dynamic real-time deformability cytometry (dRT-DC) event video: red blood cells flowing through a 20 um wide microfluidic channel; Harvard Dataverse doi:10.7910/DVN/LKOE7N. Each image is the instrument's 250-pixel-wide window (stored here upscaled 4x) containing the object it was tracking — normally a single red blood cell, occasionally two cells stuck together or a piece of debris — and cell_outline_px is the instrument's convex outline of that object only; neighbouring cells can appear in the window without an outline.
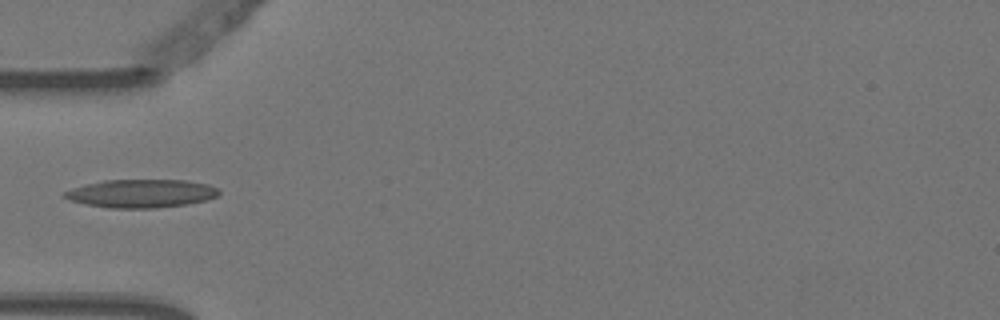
{"species": "Egyptian fruit bat (a non-hibernating species)", "species_latin": "Rousettus aegyptiacus", "temperature_condition": "warm", "stored_images_in_passage": 6, "camera_frame_rate_fps": 3000, "um_per_image_px": 0.085, "animal": {"sex": "female"}, "frame": {"image": 1, "passage_image": 5, "time_ms": 1.333, "image_size_px": [1000, 320], "cell_outline_px": [[220, 192], [216, 196], [204, 200], [184, 204], [152, 208], [108, 208], [88, 204], [72, 200], [64, 196], [64, 192], [72, 188], [84, 184], [104, 180], [184, 180], [208, 184], [216, 188]], "centroid_in_image_um": [11.98, 16.43], "position_along_channel_um": 73.0, "area_um2": 25.03}}
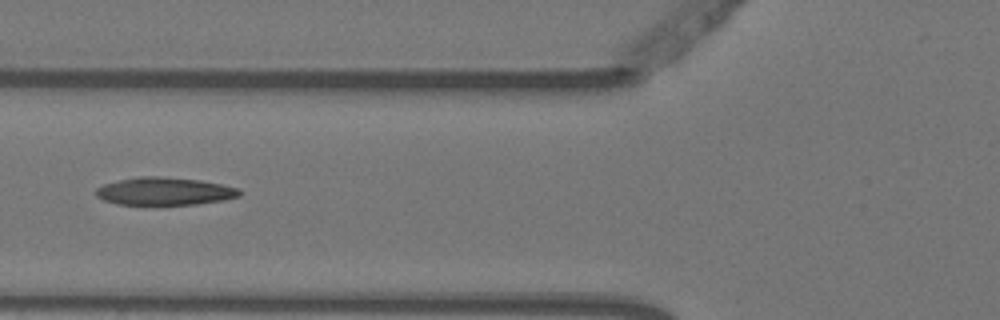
{"frame": {"image": 2, "passage_image": 6, "time_ms": 1.667, "image_size_px": [1000, 320], "cell_outline_px": [[240, 196], [224, 200], [196, 204], [116, 204], [104, 200], [96, 196], [96, 188], [104, 184], [120, 180], [140, 176], [160, 176], [200, 180], [240, 188]], "centroid_in_image_um": [13.99, 16.25], "position_along_channel_um": 111.8, "area_um2": 23.06}}